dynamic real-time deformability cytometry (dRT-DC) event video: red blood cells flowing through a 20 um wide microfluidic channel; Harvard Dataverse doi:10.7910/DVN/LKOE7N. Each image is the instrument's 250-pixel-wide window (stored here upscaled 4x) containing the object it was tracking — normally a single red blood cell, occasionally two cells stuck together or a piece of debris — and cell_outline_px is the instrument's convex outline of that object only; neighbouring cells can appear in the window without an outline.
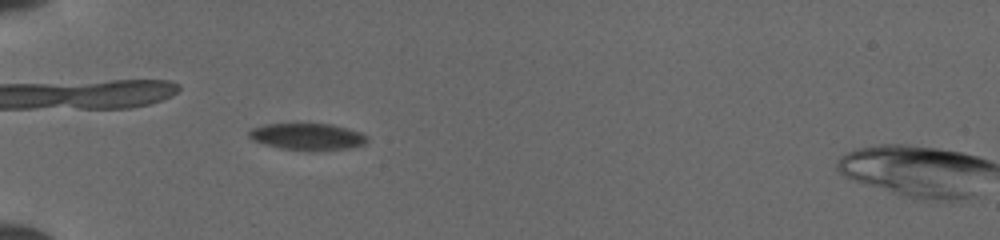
{"species": "common noctule bat (a hibernating species)", "species_latin": "Nyctalus noctula", "temperature_condition": "cold", "stored_images_in_passage": 42, "camera_frame_rate_fps": 3000, "um_per_image_px": 0.085, "animal": {"sex": "female", "body_mass_g": 19.5, "forearm_length_mm": 54.1}, "frame": {"image": 1, "passage_image": 7, "time_ms": 2.0, "image_size_px": [1000, 240], "cell_outline_px": [[368, 140], [364, 144], [348, 148], [312, 152], [308, 152], [280, 148], [256, 140], [248, 136], [248, 132], [252, 128], [268, 124], [328, 124], [360, 132]], "centroid_in_image_um": [26.14, 11.64], "position_along_channel_um": 58.9, "area_um2": 18.15}}
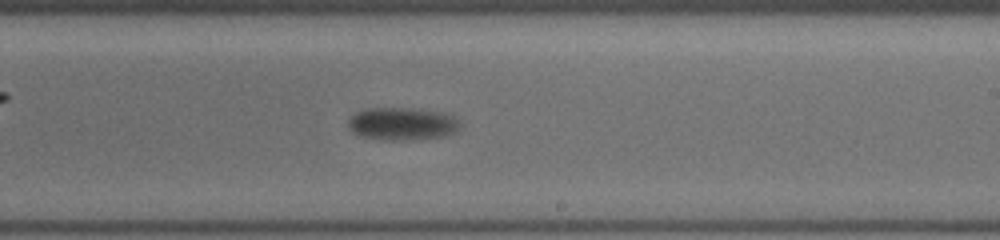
{"frame": {"image": 2, "passage_image": 23, "time_ms": 7.333, "image_size_px": [1000, 240], "cell_outline_px": [[456, 128], [452, 132], [444, 136], [404, 140], [384, 140], [360, 136], [352, 132], [348, 128], [348, 120], [356, 112], [368, 108], [404, 108], [436, 112], [448, 116], [456, 120]], "centroid_in_image_um": [34.03, 10.54], "position_along_channel_um": 255.0, "area_um2": 20.58}}
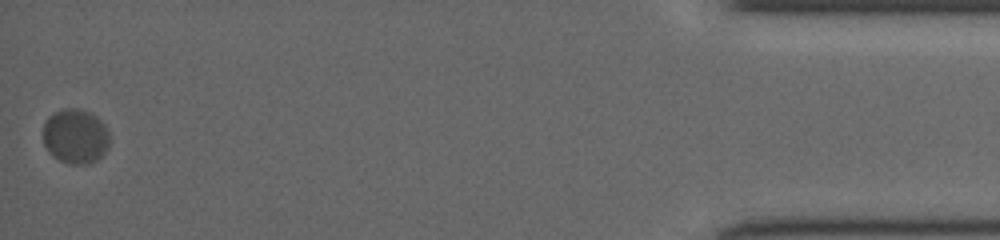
{"frame": {"image": 3, "passage_image": 42, "time_ms": 13.667, "image_size_px": [1000, 240], "cell_outline_px": [[108, 148], [96, 160], [88, 164], [68, 164], [52, 156], [48, 152], [44, 144], [44, 124], [48, 116], [64, 108], [80, 108], [96, 116], [104, 124], [108, 132]], "centroid_in_image_um": [6.4, 11.59], "position_along_channel_um": 428.8, "area_um2": 21.15}}